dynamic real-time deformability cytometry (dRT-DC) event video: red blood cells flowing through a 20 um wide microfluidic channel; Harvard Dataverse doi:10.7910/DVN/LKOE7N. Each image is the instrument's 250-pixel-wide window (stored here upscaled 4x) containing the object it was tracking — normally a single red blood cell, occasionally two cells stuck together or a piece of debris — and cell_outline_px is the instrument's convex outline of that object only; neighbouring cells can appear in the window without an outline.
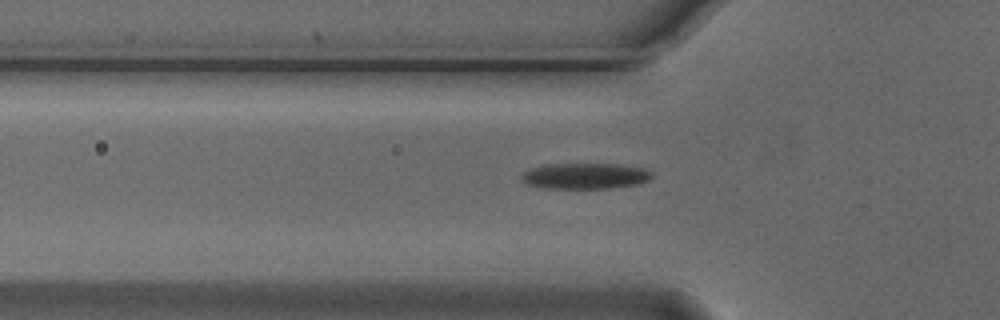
{"species": "Egyptian fruit bat (a non-hibernating species)", "species_latin": "Rousettus aegyptiacus", "temperature_condition": "cold", "stored_images_in_passage": 33, "camera_frame_rate_fps": 3000, "um_per_image_px": 0.085, "animal": {"sex": "male"}, "frame": {"image": 1, "passage_image": 2, "time_ms": 0.333, "image_size_px": [1000, 320], "cell_outline_px": [[652, 176], [648, 180], [640, 184], [612, 188], [544, 188], [528, 184], [520, 180], [520, 176], [528, 168], [540, 164], [620, 164], [644, 168], [652, 172]], "centroid_in_image_um": [49.71, 14.95], "position_along_channel_um": 76.1, "area_um2": 19.94}}
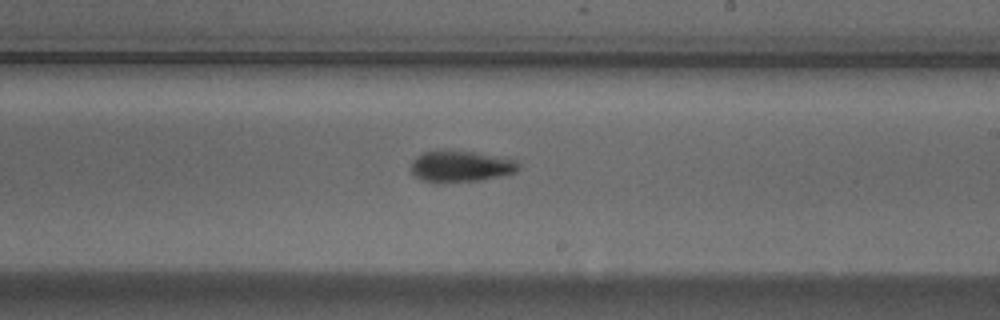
{"frame": {"image": 2, "passage_image": 16, "time_ms": 5.0, "image_size_px": [1000, 320], "cell_outline_px": [[520, 168], [516, 172], [480, 180], [424, 180], [416, 176], [412, 172], [412, 160], [416, 156], [424, 152], [440, 148], [448, 148], [500, 156], [516, 160], [520, 164]], "centroid_in_image_um": [39.19, 14.06], "position_along_channel_um": 249.8, "area_um2": 19.42}}
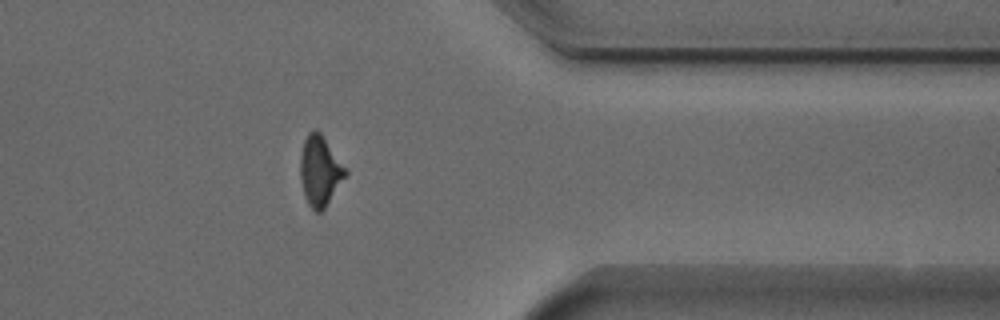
{"frame": {"image": 3, "passage_image": 28, "time_ms": 9.0, "image_size_px": [1000, 320], "cell_outline_px": [[348, 172], [324, 208], [320, 212], [316, 212], [308, 204], [304, 196], [300, 180], [300, 156], [304, 140], [308, 132], [316, 128], [320, 132], [348, 168]], "centroid_in_image_um": [27.19, 14.49], "position_along_channel_um": 384.2, "area_um2": 18.55}, "authors_computed_cell_mechanics": {"area_um2": 18.9584, "velocity_mm_per_s": 3.713, "shape_relaxation_time_tau1_ms": 2.8394, "shape_relaxation_time_tau2_ms": 5.1924, "deformation_change_tau1": 0.1306, "deformation_change_tau2": 0.1447}}